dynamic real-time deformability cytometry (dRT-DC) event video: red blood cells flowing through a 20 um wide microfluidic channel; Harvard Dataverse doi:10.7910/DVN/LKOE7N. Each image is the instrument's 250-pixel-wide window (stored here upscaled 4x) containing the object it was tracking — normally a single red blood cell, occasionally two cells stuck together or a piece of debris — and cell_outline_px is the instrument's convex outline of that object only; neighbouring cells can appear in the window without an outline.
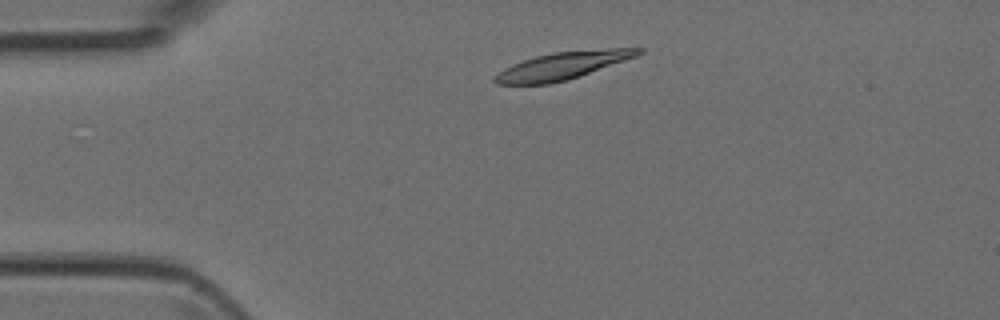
{"species": "Egyptian fruit bat (a non-hibernating species)", "species_latin": "Rousettus aegyptiacus", "temperature_condition": "room temperature", "stored_images_in_passage": 4, "camera_frame_rate_fps": 3000, "um_per_image_px": 0.085, "animal": {"sex": "female"}, "frame": {"image": 1, "passage_image": 2, "time_ms": 0.333, "image_size_px": [1000, 320], "cell_outline_px": [[644, 52], [636, 56], [568, 80], [548, 84], [496, 84], [492, 80], [504, 68], [512, 64], [536, 56], [552, 52], [608, 48], [644, 48]], "centroid_in_image_um": [47.82, 5.57], "position_along_channel_um": 37.2, "area_um2": 22.72}}
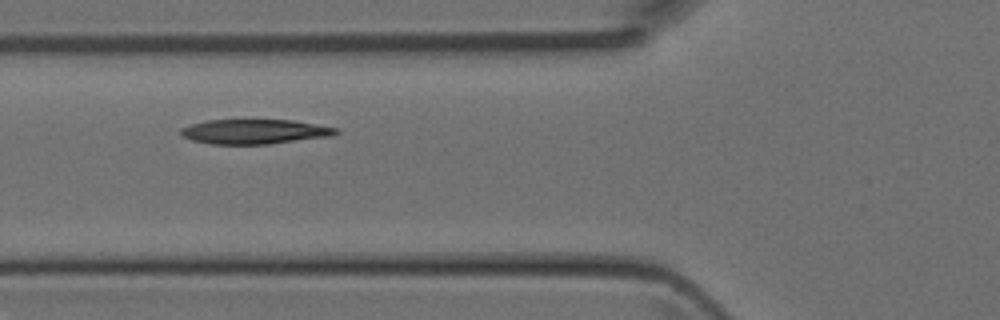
{"frame": {"image": 2, "passage_image": 4, "time_ms": 1.0, "image_size_px": [1000, 320], "cell_outline_px": [[340, 132], [332, 136], [268, 144], [212, 144], [192, 140], [180, 136], [180, 128], [192, 124], [208, 120], [296, 120], [336, 128]], "centroid_in_image_um": [21.63, 11.19], "position_along_channel_um": 104.2, "area_um2": 22.31}}